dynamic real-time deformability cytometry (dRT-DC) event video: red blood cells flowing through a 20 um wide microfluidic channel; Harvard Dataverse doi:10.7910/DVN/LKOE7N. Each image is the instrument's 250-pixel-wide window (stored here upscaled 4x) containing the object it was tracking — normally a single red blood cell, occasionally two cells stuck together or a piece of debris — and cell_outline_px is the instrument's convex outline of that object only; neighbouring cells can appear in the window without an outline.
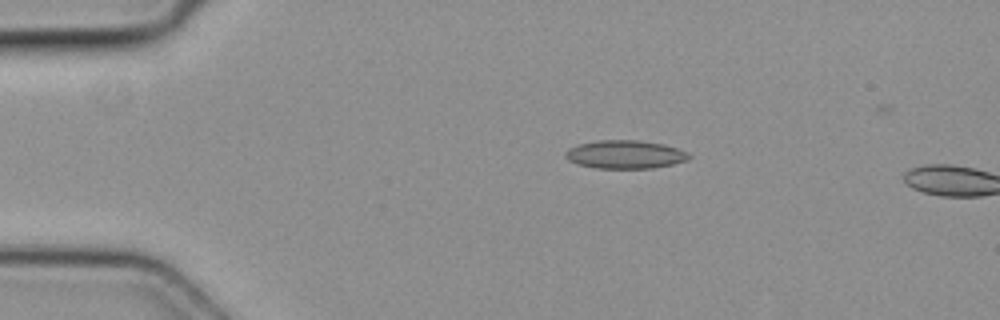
{"species": "common noctule bat (a hibernating species)", "species_latin": "Nyctalus noctula", "temperature_condition": "cold", "stored_images_in_passage": 5, "camera_frame_rate_fps": 3000, "um_per_image_px": 0.085, "animal": {"sex": "female", "body_mass_g": 19.3, "forearm_length_mm": 54.1}, "frame": {"image": 1, "passage_image": 5, "time_ms": 1.333, "image_size_px": [1000, 320], "cell_outline_px": [[692, 156], [688, 160], [672, 164], [652, 168], [596, 168], [580, 164], [568, 160], [564, 156], [564, 152], [568, 148], [580, 144], [600, 140], [636, 140], [664, 144], [688, 152]], "centroid_in_image_um": [53.14, 13.12], "position_along_channel_um": 31.9, "area_um2": 20.29}}